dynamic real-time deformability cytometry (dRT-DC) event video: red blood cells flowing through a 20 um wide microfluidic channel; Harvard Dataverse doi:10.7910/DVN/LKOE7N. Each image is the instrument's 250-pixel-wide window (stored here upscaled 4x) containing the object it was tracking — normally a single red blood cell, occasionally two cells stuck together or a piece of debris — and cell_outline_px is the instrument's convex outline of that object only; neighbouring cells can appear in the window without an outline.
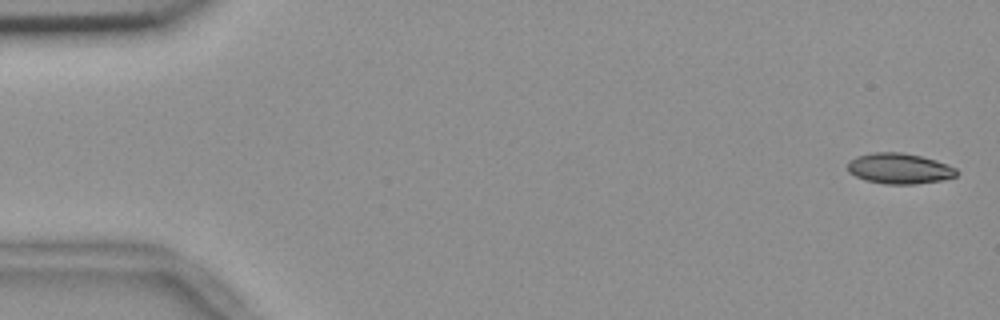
{"species": "common noctule bat (a hibernating species)", "species_latin": "Nyctalus noctula", "temperature_condition": "room temperature", "stored_images_in_passage": 5, "camera_frame_rate_fps": 3000, "um_per_image_px": 0.085, "animal": {"sex": "female", "body_mass_g": 18.4}, "frame": {"image": 1, "passage_image": 1, "time_ms": 0.0, "image_size_px": [1000, 320], "cell_outline_px": [[960, 172], [956, 176], [940, 180], [916, 184], [884, 184], [864, 180], [848, 172], [848, 160], [856, 156], [872, 152], [900, 152], [920, 156], [936, 160], [956, 168]], "centroid_in_image_um": [76.42, 14.32], "position_along_channel_um": 8.6, "area_um2": 19.54}}
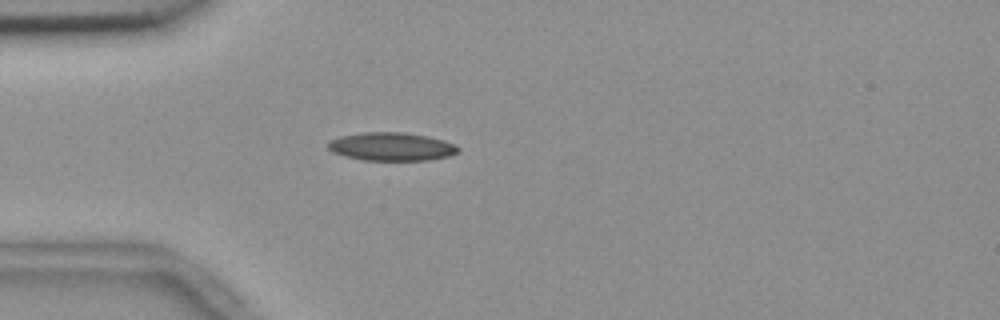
{"frame": {"image": 2, "passage_image": 5, "time_ms": 1.333, "image_size_px": [1000, 320], "cell_outline_px": [[460, 152], [448, 156], [428, 160], [364, 160], [344, 156], [332, 152], [328, 148], [328, 140], [340, 136], [364, 132], [404, 132], [428, 136], [444, 140], [456, 144], [460, 148]], "centroid_in_image_um": [33.29, 12.45], "position_along_channel_um": 51.7, "area_um2": 21.62}}